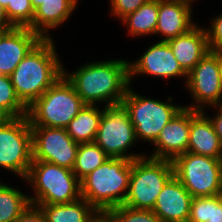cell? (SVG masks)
I'll use <instances>...</instances> for the list:
<instances>
[{
    "label": "cell",
    "mask_w": 222,
    "mask_h": 222,
    "mask_svg": "<svg viewBox=\"0 0 222 222\" xmlns=\"http://www.w3.org/2000/svg\"><path fill=\"white\" fill-rule=\"evenodd\" d=\"M63 74L88 105L121 104L130 87L129 61L123 59L85 63L72 73L63 68Z\"/></svg>",
    "instance_id": "obj_1"
},
{
    "label": "cell",
    "mask_w": 222,
    "mask_h": 222,
    "mask_svg": "<svg viewBox=\"0 0 222 222\" xmlns=\"http://www.w3.org/2000/svg\"><path fill=\"white\" fill-rule=\"evenodd\" d=\"M54 39H42L10 75L20 101L28 108L63 75Z\"/></svg>",
    "instance_id": "obj_2"
},
{
    "label": "cell",
    "mask_w": 222,
    "mask_h": 222,
    "mask_svg": "<svg viewBox=\"0 0 222 222\" xmlns=\"http://www.w3.org/2000/svg\"><path fill=\"white\" fill-rule=\"evenodd\" d=\"M132 171V160L109 158L81 181V197L102 216L123 205Z\"/></svg>",
    "instance_id": "obj_3"
},
{
    "label": "cell",
    "mask_w": 222,
    "mask_h": 222,
    "mask_svg": "<svg viewBox=\"0 0 222 222\" xmlns=\"http://www.w3.org/2000/svg\"><path fill=\"white\" fill-rule=\"evenodd\" d=\"M33 188V204L71 203L81 198V184L73 171L50 162L33 160L25 178Z\"/></svg>",
    "instance_id": "obj_4"
},
{
    "label": "cell",
    "mask_w": 222,
    "mask_h": 222,
    "mask_svg": "<svg viewBox=\"0 0 222 222\" xmlns=\"http://www.w3.org/2000/svg\"><path fill=\"white\" fill-rule=\"evenodd\" d=\"M85 103L63 74L30 107L27 117L31 126L66 128Z\"/></svg>",
    "instance_id": "obj_5"
},
{
    "label": "cell",
    "mask_w": 222,
    "mask_h": 222,
    "mask_svg": "<svg viewBox=\"0 0 222 222\" xmlns=\"http://www.w3.org/2000/svg\"><path fill=\"white\" fill-rule=\"evenodd\" d=\"M173 176L174 168L170 160L147 156L132 160L129 189L123 205L133 209L153 210L159 193Z\"/></svg>",
    "instance_id": "obj_6"
},
{
    "label": "cell",
    "mask_w": 222,
    "mask_h": 222,
    "mask_svg": "<svg viewBox=\"0 0 222 222\" xmlns=\"http://www.w3.org/2000/svg\"><path fill=\"white\" fill-rule=\"evenodd\" d=\"M167 101L143 97L129 87L121 104L127 110L138 141L153 143L163 127L184 107L173 104L172 97Z\"/></svg>",
    "instance_id": "obj_7"
},
{
    "label": "cell",
    "mask_w": 222,
    "mask_h": 222,
    "mask_svg": "<svg viewBox=\"0 0 222 222\" xmlns=\"http://www.w3.org/2000/svg\"><path fill=\"white\" fill-rule=\"evenodd\" d=\"M174 176L195 197L217 195L222 188V159L186 152L173 161Z\"/></svg>",
    "instance_id": "obj_8"
},
{
    "label": "cell",
    "mask_w": 222,
    "mask_h": 222,
    "mask_svg": "<svg viewBox=\"0 0 222 222\" xmlns=\"http://www.w3.org/2000/svg\"><path fill=\"white\" fill-rule=\"evenodd\" d=\"M32 161V130L28 117H11L0 124V167L24 180Z\"/></svg>",
    "instance_id": "obj_9"
},
{
    "label": "cell",
    "mask_w": 222,
    "mask_h": 222,
    "mask_svg": "<svg viewBox=\"0 0 222 222\" xmlns=\"http://www.w3.org/2000/svg\"><path fill=\"white\" fill-rule=\"evenodd\" d=\"M136 141L135 128L123 105L104 106L94 142L110 158L135 160L146 156L141 153L128 154L127 151Z\"/></svg>",
    "instance_id": "obj_10"
},
{
    "label": "cell",
    "mask_w": 222,
    "mask_h": 222,
    "mask_svg": "<svg viewBox=\"0 0 222 222\" xmlns=\"http://www.w3.org/2000/svg\"><path fill=\"white\" fill-rule=\"evenodd\" d=\"M186 86L194 101L185 108L196 111L208 106L215 108L222 99V52H207L188 73Z\"/></svg>",
    "instance_id": "obj_11"
},
{
    "label": "cell",
    "mask_w": 222,
    "mask_h": 222,
    "mask_svg": "<svg viewBox=\"0 0 222 222\" xmlns=\"http://www.w3.org/2000/svg\"><path fill=\"white\" fill-rule=\"evenodd\" d=\"M33 160L73 169L79 144L65 128L31 126Z\"/></svg>",
    "instance_id": "obj_12"
},
{
    "label": "cell",
    "mask_w": 222,
    "mask_h": 222,
    "mask_svg": "<svg viewBox=\"0 0 222 222\" xmlns=\"http://www.w3.org/2000/svg\"><path fill=\"white\" fill-rule=\"evenodd\" d=\"M138 74L152 75L162 79L185 77V83L188 78V74L174 57L168 42L162 40L147 48L135 62H129L130 84L133 77Z\"/></svg>",
    "instance_id": "obj_13"
},
{
    "label": "cell",
    "mask_w": 222,
    "mask_h": 222,
    "mask_svg": "<svg viewBox=\"0 0 222 222\" xmlns=\"http://www.w3.org/2000/svg\"><path fill=\"white\" fill-rule=\"evenodd\" d=\"M190 131V109L183 107L160 131L153 142L155 150L147 157L173 161L187 152Z\"/></svg>",
    "instance_id": "obj_14"
},
{
    "label": "cell",
    "mask_w": 222,
    "mask_h": 222,
    "mask_svg": "<svg viewBox=\"0 0 222 222\" xmlns=\"http://www.w3.org/2000/svg\"><path fill=\"white\" fill-rule=\"evenodd\" d=\"M42 39L28 27H14L0 32V75L10 76Z\"/></svg>",
    "instance_id": "obj_15"
},
{
    "label": "cell",
    "mask_w": 222,
    "mask_h": 222,
    "mask_svg": "<svg viewBox=\"0 0 222 222\" xmlns=\"http://www.w3.org/2000/svg\"><path fill=\"white\" fill-rule=\"evenodd\" d=\"M192 199V195L173 176L159 193L152 211L162 222H188Z\"/></svg>",
    "instance_id": "obj_16"
},
{
    "label": "cell",
    "mask_w": 222,
    "mask_h": 222,
    "mask_svg": "<svg viewBox=\"0 0 222 222\" xmlns=\"http://www.w3.org/2000/svg\"><path fill=\"white\" fill-rule=\"evenodd\" d=\"M187 152L222 159V144L205 110L190 109V131Z\"/></svg>",
    "instance_id": "obj_17"
},
{
    "label": "cell",
    "mask_w": 222,
    "mask_h": 222,
    "mask_svg": "<svg viewBox=\"0 0 222 222\" xmlns=\"http://www.w3.org/2000/svg\"><path fill=\"white\" fill-rule=\"evenodd\" d=\"M192 8L186 4L168 0H158V17L155 34L163 37L162 41L183 35L193 28Z\"/></svg>",
    "instance_id": "obj_18"
},
{
    "label": "cell",
    "mask_w": 222,
    "mask_h": 222,
    "mask_svg": "<svg viewBox=\"0 0 222 222\" xmlns=\"http://www.w3.org/2000/svg\"><path fill=\"white\" fill-rule=\"evenodd\" d=\"M174 57L188 74L209 52L205 27L195 25L187 33L167 40Z\"/></svg>",
    "instance_id": "obj_19"
},
{
    "label": "cell",
    "mask_w": 222,
    "mask_h": 222,
    "mask_svg": "<svg viewBox=\"0 0 222 222\" xmlns=\"http://www.w3.org/2000/svg\"><path fill=\"white\" fill-rule=\"evenodd\" d=\"M77 5L78 0H45L35 9L33 21L28 28L43 39L52 38L48 30L58 28L67 21Z\"/></svg>",
    "instance_id": "obj_20"
},
{
    "label": "cell",
    "mask_w": 222,
    "mask_h": 222,
    "mask_svg": "<svg viewBox=\"0 0 222 222\" xmlns=\"http://www.w3.org/2000/svg\"><path fill=\"white\" fill-rule=\"evenodd\" d=\"M46 216L47 222H98L103 216L84 198L71 203L33 204Z\"/></svg>",
    "instance_id": "obj_21"
},
{
    "label": "cell",
    "mask_w": 222,
    "mask_h": 222,
    "mask_svg": "<svg viewBox=\"0 0 222 222\" xmlns=\"http://www.w3.org/2000/svg\"><path fill=\"white\" fill-rule=\"evenodd\" d=\"M103 111L104 108L85 104L65 128L68 135L78 144L94 142Z\"/></svg>",
    "instance_id": "obj_22"
},
{
    "label": "cell",
    "mask_w": 222,
    "mask_h": 222,
    "mask_svg": "<svg viewBox=\"0 0 222 222\" xmlns=\"http://www.w3.org/2000/svg\"><path fill=\"white\" fill-rule=\"evenodd\" d=\"M158 17V0H149L136 11L125 16L121 22L127 25L133 37L155 34Z\"/></svg>",
    "instance_id": "obj_23"
},
{
    "label": "cell",
    "mask_w": 222,
    "mask_h": 222,
    "mask_svg": "<svg viewBox=\"0 0 222 222\" xmlns=\"http://www.w3.org/2000/svg\"><path fill=\"white\" fill-rule=\"evenodd\" d=\"M31 205L19 188L0 182V222H13Z\"/></svg>",
    "instance_id": "obj_24"
},
{
    "label": "cell",
    "mask_w": 222,
    "mask_h": 222,
    "mask_svg": "<svg viewBox=\"0 0 222 222\" xmlns=\"http://www.w3.org/2000/svg\"><path fill=\"white\" fill-rule=\"evenodd\" d=\"M110 157L95 142L79 144L76 160L72 169L81 181L85 176L101 166Z\"/></svg>",
    "instance_id": "obj_25"
},
{
    "label": "cell",
    "mask_w": 222,
    "mask_h": 222,
    "mask_svg": "<svg viewBox=\"0 0 222 222\" xmlns=\"http://www.w3.org/2000/svg\"><path fill=\"white\" fill-rule=\"evenodd\" d=\"M188 222H222V204L217 195L192 199Z\"/></svg>",
    "instance_id": "obj_26"
},
{
    "label": "cell",
    "mask_w": 222,
    "mask_h": 222,
    "mask_svg": "<svg viewBox=\"0 0 222 222\" xmlns=\"http://www.w3.org/2000/svg\"><path fill=\"white\" fill-rule=\"evenodd\" d=\"M0 106L11 117L27 116L28 108L18 98L10 76L0 75Z\"/></svg>",
    "instance_id": "obj_27"
},
{
    "label": "cell",
    "mask_w": 222,
    "mask_h": 222,
    "mask_svg": "<svg viewBox=\"0 0 222 222\" xmlns=\"http://www.w3.org/2000/svg\"><path fill=\"white\" fill-rule=\"evenodd\" d=\"M104 217L109 222H162L152 210L133 209L124 205L110 209Z\"/></svg>",
    "instance_id": "obj_28"
},
{
    "label": "cell",
    "mask_w": 222,
    "mask_h": 222,
    "mask_svg": "<svg viewBox=\"0 0 222 222\" xmlns=\"http://www.w3.org/2000/svg\"><path fill=\"white\" fill-rule=\"evenodd\" d=\"M9 21L15 27H28L34 16L31 0H12V6L5 9Z\"/></svg>",
    "instance_id": "obj_29"
},
{
    "label": "cell",
    "mask_w": 222,
    "mask_h": 222,
    "mask_svg": "<svg viewBox=\"0 0 222 222\" xmlns=\"http://www.w3.org/2000/svg\"><path fill=\"white\" fill-rule=\"evenodd\" d=\"M205 31L209 50L222 52V14L213 18L211 26Z\"/></svg>",
    "instance_id": "obj_30"
},
{
    "label": "cell",
    "mask_w": 222,
    "mask_h": 222,
    "mask_svg": "<svg viewBox=\"0 0 222 222\" xmlns=\"http://www.w3.org/2000/svg\"><path fill=\"white\" fill-rule=\"evenodd\" d=\"M148 1L149 0H110L111 15H115L122 20L125 16L133 13Z\"/></svg>",
    "instance_id": "obj_31"
},
{
    "label": "cell",
    "mask_w": 222,
    "mask_h": 222,
    "mask_svg": "<svg viewBox=\"0 0 222 222\" xmlns=\"http://www.w3.org/2000/svg\"><path fill=\"white\" fill-rule=\"evenodd\" d=\"M13 222H47V219L39 207L30 205Z\"/></svg>",
    "instance_id": "obj_32"
},
{
    "label": "cell",
    "mask_w": 222,
    "mask_h": 222,
    "mask_svg": "<svg viewBox=\"0 0 222 222\" xmlns=\"http://www.w3.org/2000/svg\"><path fill=\"white\" fill-rule=\"evenodd\" d=\"M217 113L214 117H209L210 121L213 124L214 130L217 133L218 137L220 138L222 144V111L216 106Z\"/></svg>",
    "instance_id": "obj_33"
},
{
    "label": "cell",
    "mask_w": 222,
    "mask_h": 222,
    "mask_svg": "<svg viewBox=\"0 0 222 222\" xmlns=\"http://www.w3.org/2000/svg\"><path fill=\"white\" fill-rule=\"evenodd\" d=\"M15 26L9 21L5 8L0 4V32L14 28Z\"/></svg>",
    "instance_id": "obj_34"
},
{
    "label": "cell",
    "mask_w": 222,
    "mask_h": 222,
    "mask_svg": "<svg viewBox=\"0 0 222 222\" xmlns=\"http://www.w3.org/2000/svg\"><path fill=\"white\" fill-rule=\"evenodd\" d=\"M11 116L0 106V124L8 121Z\"/></svg>",
    "instance_id": "obj_35"
},
{
    "label": "cell",
    "mask_w": 222,
    "mask_h": 222,
    "mask_svg": "<svg viewBox=\"0 0 222 222\" xmlns=\"http://www.w3.org/2000/svg\"><path fill=\"white\" fill-rule=\"evenodd\" d=\"M168 1L183 3L191 7L192 2H194L195 0H168Z\"/></svg>",
    "instance_id": "obj_36"
},
{
    "label": "cell",
    "mask_w": 222,
    "mask_h": 222,
    "mask_svg": "<svg viewBox=\"0 0 222 222\" xmlns=\"http://www.w3.org/2000/svg\"><path fill=\"white\" fill-rule=\"evenodd\" d=\"M45 0H31V4L33 6V9L35 10L41 3H43Z\"/></svg>",
    "instance_id": "obj_37"
},
{
    "label": "cell",
    "mask_w": 222,
    "mask_h": 222,
    "mask_svg": "<svg viewBox=\"0 0 222 222\" xmlns=\"http://www.w3.org/2000/svg\"><path fill=\"white\" fill-rule=\"evenodd\" d=\"M0 4L6 9L7 6H12V0H0Z\"/></svg>",
    "instance_id": "obj_38"
},
{
    "label": "cell",
    "mask_w": 222,
    "mask_h": 222,
    "mask_svg": "<svg viewBox=\"0 0 222 222\" xmlns=\"http://www.w3.org/2000/svg\"><path fill=\"white\" fill-rule=\"evenodd\" d=\"M217 196L219 197V200H220V202H221V204H222V188H221V190L219 191V193L217 194Z\"/></svg>",
    "instance_id": "obj_39"
},
{
    "label": "cell",
    "mask_w": 222,
    "mask_h": 222,
    "mask_svg": "<svg viewBox=\"0 0 222 222\" xmlns=\"http://www.w3.org/2000/svg\"><path fill=\"white\" fill-rule=\"evenodd\" d=\"M98 222H109L104 216Z\"/></svg>",
    "instance_id": "obj_40"
},
{
    "label": "cell",
    "mask_w": 222,
    "mask_h": 222,
    "mask_svg": "<svg viewBox=\"0 0 222 222\" xmlns=\"http://www.w3.org/2000/svg\"><path fill=\"white\" fill-rule=\"evenodd\" d=\"M217 107L222 111V100L218 103Z\"/></svg>",
    "instance_id": "obj_41"
}]
</instances>
